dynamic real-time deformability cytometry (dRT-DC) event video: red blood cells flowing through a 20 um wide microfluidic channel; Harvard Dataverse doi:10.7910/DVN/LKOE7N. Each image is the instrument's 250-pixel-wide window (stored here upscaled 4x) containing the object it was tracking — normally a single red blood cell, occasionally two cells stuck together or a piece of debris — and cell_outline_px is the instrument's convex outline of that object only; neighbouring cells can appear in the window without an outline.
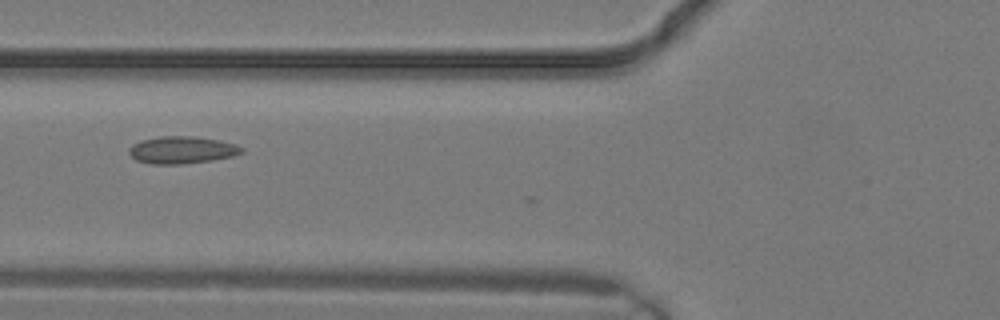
{"species": "common noctule bat (a hibernating species)", "species_latin": "Nyctalus noctula", "temperature_condition": "warm", "stored_images_in_passage": 2, "camera_frame_rate_fps": 3000, "um_per_image_px": 0.085, "animal": {"sex": "male", "body_mass_g": 19.2, "forearm_length_mm": 51.8}, "frame": {"image": 1, "passage_image": 2, "time_ms": 0.333, "image_size_px": [1000, 320], "cell_outline_px": [[244, 152], [232, 156], [212, 160], [180, 164], [152, 164], [136, 160], [128, 152], [128, 148], [132, 144], [140, 140], [160, 136], [192, 136], [220, 140], [236, 144], [244, 148]], "centroid_in_image_um": [15.45, 12.74], "position_along_channel_um": 110.3, "area_um2": 17.98}}